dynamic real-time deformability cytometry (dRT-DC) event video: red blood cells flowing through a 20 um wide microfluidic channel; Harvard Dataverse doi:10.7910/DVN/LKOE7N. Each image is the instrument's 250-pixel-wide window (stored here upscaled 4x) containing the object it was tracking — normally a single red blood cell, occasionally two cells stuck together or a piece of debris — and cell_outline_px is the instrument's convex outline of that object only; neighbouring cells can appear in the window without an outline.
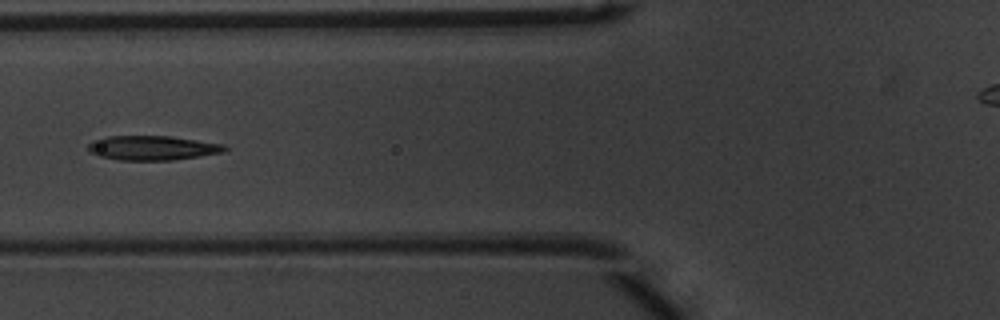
{"species": "common noctule bat (a hibernating species)", "species_latin": "Nyctalus noctula", "temperature_condition": "warm", "stored_images_in_passage": 53, "camera_frame_rate_fps": 3000, "um_per_image_px": 0.085, "animal": {"sex": "male", "body_mass_g": 20.1, "forearm_length_mm": 53.5}, "frame": {"image": 1, "passage_image": 21, "time_ms": 6.667, "image_size_px": [1000, 320], "cell_outline_px": [[228, 148], [224, 152], [200, 156], [172, 160], [120, 160], [100, 156], [88, 152], [88, 144], [92, 140], [104, 136], [172, 136], [224, 144]], "centroid_in_image_um": [12.94, 12.56], "position_along_channel_um": 112.9, "area_um2": 19.59}}
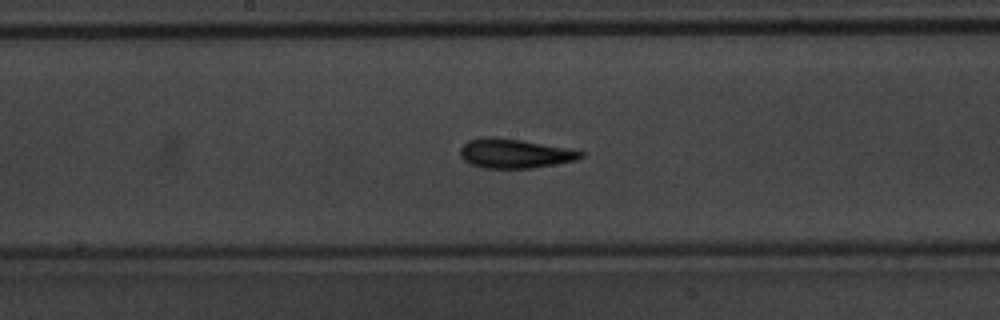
{"frame": {"image": 2, "passage_image": 28, "time_ms": 9.0, "image_size_px": [1000, 320], "cell_outline_px": [[584, 156], [576, 160], [532, 168], [484, 168], [472, 164], [464, 160], [460, 156], [460, 148], [468, 140], [480, 136], [492, 136], [524, 140], [568, 148], [584, 152]], "centroid_in_image_um": [43.72, 13.02], "position_along_channel_um": 204.5, "area_um2": 20.75}}
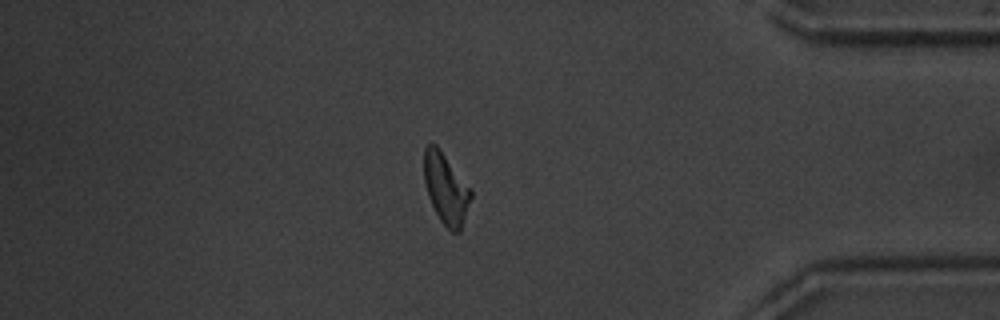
{"frame": {"image": 3, "passage_image": 45, "time_ms": 14.667, "image_size_px": [1000, 320], "cell_outline_px": [[472, 196], [460, 232], [452, 232], [440, 220], [428, 196], [424, 184], [424, 148], [428, 144], [436, 144], [440, 148], [472, 188]], "centroid_in_image_um": [37.91, 16.0], "position_along_channel_um": 397.3, "area_um2": 19.48}, "authors_computed_cell_mechanics": {"area_um2": 19.4208, "velocity_mm_per_s": 3.9047, "shape_relaxation_time_tau1_ms": 2.0472, "shape_relaxation_time_tau2_ms": 1.8766, "deformation_change_tau1": 0.1592, "deformation_change_tau2": 0.1175}}